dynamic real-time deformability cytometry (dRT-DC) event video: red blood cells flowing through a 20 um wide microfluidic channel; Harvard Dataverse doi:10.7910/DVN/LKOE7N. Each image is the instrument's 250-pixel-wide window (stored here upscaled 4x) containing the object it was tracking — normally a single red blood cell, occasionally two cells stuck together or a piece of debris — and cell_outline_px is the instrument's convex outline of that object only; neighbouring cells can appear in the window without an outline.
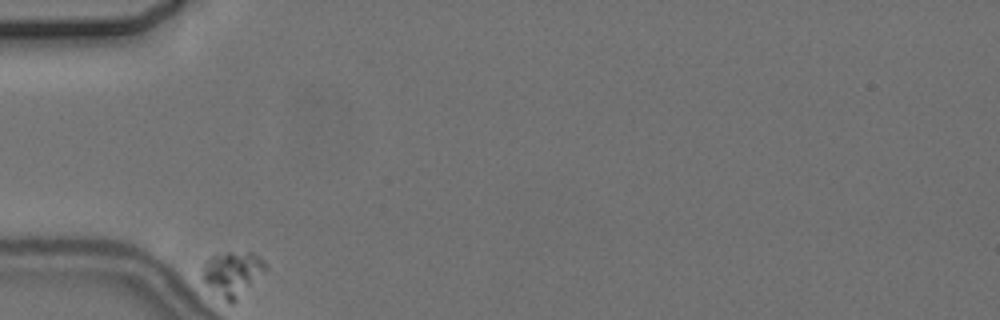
{"species": "common noctule bat (a hibernating species)", "species_latin": "Nyctalus noctula", "temperature_condition": "cold", "stored_images_in_passage": 4, "camera_frame_rate_fps": 3000, "um_per_image_px": 0.085, "animal": {"sex": "female", "body_mass_g": 24.6, "forearm_length_mm": 56.2}, "frame": {"image": 1, "passage_image": 1, "time_ms": 0.0, "image_size_px": [1000, 320], "cell_outline_px": [[268, 268], [232, 304], [228, 304], [204, 280], [200, 272], [204, 264], [212, 256], [224, 252], [252, 252], [264, 260], [268, 264]], "centroid_in_image_um": [19.79, 23.23], "position_along_channel_um": 65.2, "area_um2": 16.24}}